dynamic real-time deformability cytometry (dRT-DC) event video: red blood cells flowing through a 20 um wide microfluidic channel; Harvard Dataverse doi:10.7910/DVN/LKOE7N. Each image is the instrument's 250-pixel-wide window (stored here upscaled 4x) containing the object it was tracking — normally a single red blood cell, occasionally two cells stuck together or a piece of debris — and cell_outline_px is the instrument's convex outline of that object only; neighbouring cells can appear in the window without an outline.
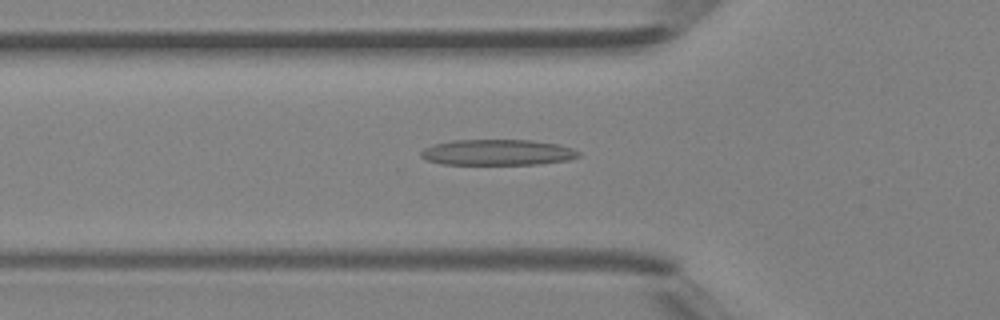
{"species": "Egyptian fruit bat (a non-hibernating species)", "species_latin": "Rousettus aegyptiacus", "temperature_condition": "room temperature", "stored_images_in_passage": 34, "camera_frame_rate_fps": 3000, "um_per_image_px": 0.085, "animal": {"sex": "female"}, "frame": {"image": 1, "passage_image": 4, "time_ms": 1.0, "image_size_px": [1000, 320], "cell_outline_px": [[580, 156], [568, 160], [540, 164], [440, 164], [428, 160], [420, 156], [420, 152], [424, 148], [432, 144], [452, 140], [532, 140], [556, 144], [572, 148], [580, 152]], "centroid_in_image_um": [42.27, 12.95], "position_along_channel_um": 83.5, "area_um2": 23.76}}
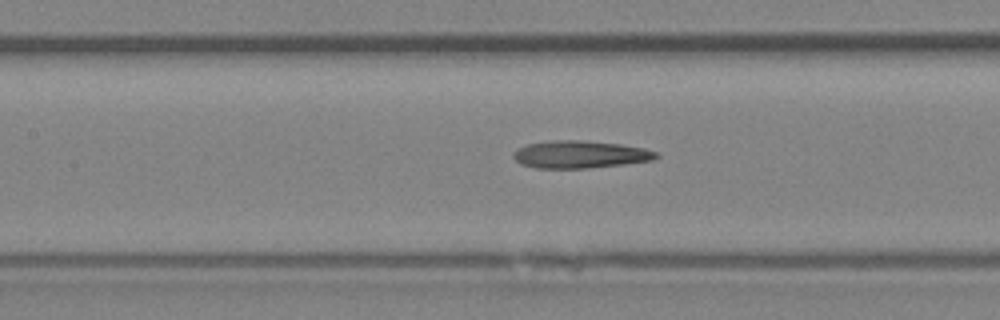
{"frame": {"image": 2, "passage_image": 9, "time_ms": 2.667, "image_size_px": [1000, 320], "cell_outline_px": [[660, 156], [652, 160], [624, 164], [588, 168], [536, 168], [520, 164], [512, 156], [512, 152], [528, 144], [552, 140], [576, 140], [620, 144], [644, 148], [656, 152]], "centroid_in_image_um": [49.29, 13.13], "position_along_channel_um": 158.1, "area_um2": 22.72}}
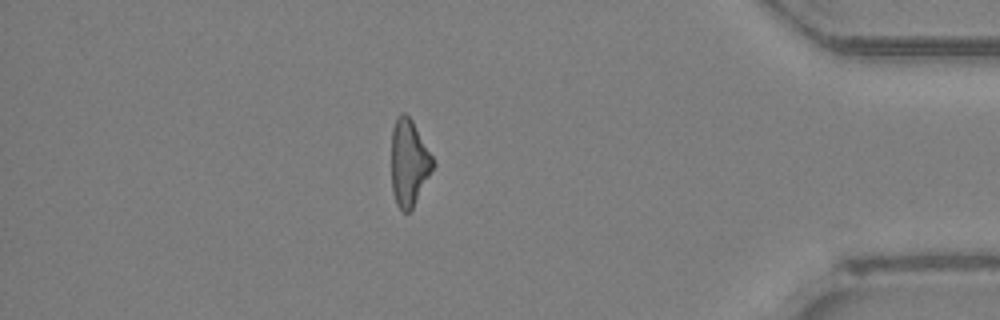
{"frame": {"image": 3, "passage_image": 28, "time_ms": 9.0, "image_size_px": [1000, 320], "cell_outline_px": [[436, 164], [412, 208], [408, 212], [404, 212], [396, 204], [392, 192], [392, 128], [396, 116], [400, 112], [404, 112], [412, 120], [432, 156]], "centroid_in_image_um": [34.75, 13.81], "position_along_channel_um": 400.4, "area_um2": 20.87}, "authors_computed_cell_mechanics": {"area_um2": 22.2819, "velocity_mm_per_s": 4.4535, "shape_relaxation_time_tau1_ms": null, "shape_relaxation_time_tau2_ms": 5.3705, "deformation_change_tau1": null, "deformation_change_tau2": 0.2181}}